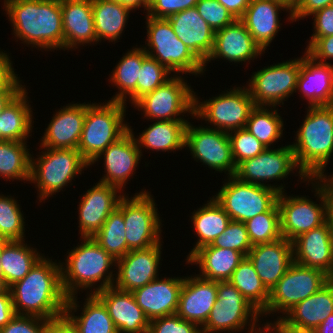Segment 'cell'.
Returning a JSON list of instances; mask_svg holds the SVG:
<instances>
[{"label":"cell","instance_id":"cell-22","mask_svg":"<svg viewBox=\"0 0 333 333\" xmlns=\"http://www.w3.org/2000/svg\"><path fill=\"white\" fill-rule=\"evenodd\" d=\"M103 302L118 333H147L150 320L129 291L110 286L95 293Z\"/></svg>","mask_w":333,"mask_h":333},{"label":"cell","instance_id":"cell-27","mask_svg":"<svg viewBox=\"0 0 333 333\" xmlns=\"http://www.w3.org/2000/svg\"><path fill=\"white\" fill-rule=\"evenodd\" d=\"M63 108V109H62ZM57 111L40 140V147L54 149H78L87 104L74 103Z\"/></svg>","mask_w":333,"mask_h":333},{"label":"cell","instance_id":"cell-33","mask_svg":"<svg viewBox=\"0 0 333 333\" xmlns=\"http://www.w3.org/2000/svg\"><path fill=\"white\" fill-rule=\"evenodd\" d=\"M330 314H333V289L326 283L292 307L282 319L290 326L314 330Z\"/></svg>","mask_w":333,"mask_h":333},{"label":"cell","instance_id":"cell-66","mask_svg":"<svg viewBox=\"0 0 333 333\" xmlns=\"http://www.w3.org/2000/svg\"><path fill=\"white\" fill-rule=\"evenodd\" d=\"M9 287L6 285L3 274H0V294L4 293Z\"/></svg>","mask_w":333,"mask_h":333},{"label":"cell","instance_id":"cell-44","mask_svg":"<svg viewBox=\"0 0 333 333\" xmlns=\"http://www.w3.org/2000/svg\"><path fill=\"white\" fill-rule=\"evenodd\" d=\"M125 234L123 213L116 208L92 238L117 261L130 251Z\"/></svg>","mask_w":333,"mask_h":333},{"label":"cell","instance_id":"cell-59","mask_svg":"<svg viewBox=\"0 0 333 333\" xmlns=\"http://www.w3.org/2000/svg\"><path fill=\"white\" fill-rule=\"evenodd\" d=\"M16 315L10 289L0 294V328L7 325Z\"/></svg>","mask_w":333,"mask_h":333},{"label":"cell","instance_id":"cell-67","mask_svg":"<svg viewBox=\"0 0 333 333\" xmlns=\"http://www.w3.org/2000/svg\"><path fill=\"white\" fill-rule=\"evenodd\" d=\"M327 283L332 287L333 289V270L327 275Z\"/></svg>","mask_w":333,"mask_h":333},{"label":"cell","instance_id":"cell-43","mask_svg":"<svg viewBox=\"0 0 333 333\" xmlns=\"http://www.w3.org/2000/svg\"><path fill=\"white\" fill-rule=\"evenodd\" d=\"M270 108V110H269ZM255 106L249 115L245 129L257 138L264 147L271 148L283 135V119L276 106ZM283 129V130H282Z\"/></svg>","mask_w":333,"mask_h":333},{"label":"cell","instance_id":"cell-68","mask_svg":"<svg viewBox=\"0 0 333 333\" xmlns=\"http://www.w3.org/2000/svg\"><path fill=\"white\" fill-rule=\"evenodd\" d=\"M282 1L287 3L290 7H293L297 2V0H282Z\"/></svg>","mask_w":333,"mask_h":333},{"label":"cell","instance_id":"cell-8","mask_svg":"<svg viewBox=\"0 0 333 333\" xmlns=\"http://www.w3.org/2000/svg\"><path fill=\"white\" fill-rule=\"evenodd\" d=\"M44 149L38 158H32L30 167V182L36 183L39 201L42 202L68 186L77 174H82L84 168L90 166L77 149Z\"/></svg>","mask_w":333,"mask_h":333},{"label":"cell","instance_id":"cell-40","mask_svg":"<svg viewBox=\"0 0 333 333\" xmlns=\"http://www.w3.org/2000/svg\"><path fill=\"white\" fill-rule=\"evenodd\" d=\"M92 10L97 43L120 39L132 10L113 0H92Z\"/></svg>","mask_w":333,"mask_h":333},{"label":"cell","instance_id":"cell-65","mask_svg":"<svg viewBox=\"0 0 333 333\" xmlns=\"http://www.w3.org/2000/svg\"><path fill=\"white\" fill-rule=\"evenodd\" d=\"M18 92H0V114L7 103L17 94Z\"/></svg>","mask_w":333,"mask_h":333},{"label":"cell","instance_id":"cell-37","mask_svg":"<svg viewBox=\"0 0 333 333\" xmlns=\"http://www.w3.org/2000/svg\"><path fill=\"white\" fill-rule=\"evenodd\" d=\"M189 121H155L142 131L136 142L138 148L152 151H173L185 147V132Z\"/></svg>","mask_w":333,"mask_h":333},{"label":"cell","instance_id":"cell-46","mask_svg":"<svg viewBox=\"0 0 333 333\" xmlns=\"http://www.w3.org/2000/svg\"><path fill=\"white\" fill-rule=\"evenodd\" d=\"M18 203L0 194V240H25V219Z\"/></svg>","mask_w":333,"mask_h":333},{"label":"cell","instance_id":"cell-20","mask_svg":"<svg viewBox=\"0 0 333 333\" xmlns=\"http://www.w3.org/2000/svg\"><path fill=\"white\" fill-rule=\"evenodd\" d=\"M121 191L99 181L86 191L78 207L80 238L94 237L100 231L108 216L118 207L124 195Z\"/></svg>","mask_w":333,"mask_h":333},{"label":"cell","instance_id":"cell-53","mask_svg":"<svg viewBox=\"0 0 333 333\" xmlns=\"http://www.w3.org/2000/svg\"><path fill=\"white\" fill-rule=\"evenodd\" d=\"M198 0H149L147 16L168 18L178 12L195 7Z\"/></svg>","mask_w":333,"mask_h":333},{"label":"cell","instance_id":"cell-50","mask_svg":"<svg viewBox=\"0 0 333 333\" xmlns=\"http://www.w3.org/2000/svg\"><path fill=\"white\" fill-rule=\"evenodd\" d=\"M195 7L200 16L215 32L236 20L217 0H198Z\"/></svg>","mask_w":333,"mask_h":333},{"label":"cell","instance_id":"cell-61","mask_svg":"<svg viewBox=\"0 0 333 333\" xmlns=\"http://www.w3.org/2000/svg\"><path fill=\"white\" fill-rule=\"evenodd\" d=\"M282 333H315L313 329H304L288 325L282 318H278L273 323Z\"/></svg>","mask_w":333,"mask_h":333},{"label":"cell","instance_id":"cell-15","mask_svg":"<svg viewBox=\"0 0 333 333\" xmlns=\"http://www.w3.org/2000/svg\"><path fill=\"white\" fill-rule=\"evenodd\" d=\"M296 169L299 170L297 172L300 179L306 181L307 184L309 178L299 169L293 149L289 144L277 149L266 148L259 155L240 162L236 166L234 176L242 182L267 186L278 193H283L285 189L282 183L277 186L267 182L283 180Z\"/></svg>","mask_w":333,"mask_h":333},{"label":"cell","instance_id":"cell-63","mask_svg":"<svg viewBox=\"0 0 333 333\" xmlns=\"http://www.w3.org/2000/svg\"><path fill=\"white\" fill-rule=\"evenodd\" d=\"M315 333H333V314L328 317L314 329Z\"/></svg>","mask_w":333,"mask_h":333},{"label":"cell","instance_id":"cell-64","mask_svg":"<svg viewBox=\"0 0 333 333\" xmlns=\"http://www.w3.org/2000/svg\"><path fill=\"white\" fill-rule=\"evenodd\" d=\"M255 331V332H254ZM248 333H282L272 322H266V324L262 327L253 328L251 331H247Z\"/></svg>","mask_w":333,"mask_h":333},{"label":"cell","instance_id":"cell-24","mask_svg":"<svg viewBox=\"0 0 333 333\" xmlns=\"http://www.w3.org/2000/svg\"><path fill=\"white\" fill-rule=\"evenodd\" d=\"M280 10L290 12L288 19L293 21L292 7L282 0H251L239 19L264 52L281 27Z\"/></svg>","mask_w":333,"mask_h":333},{"label":"cell","instance_id":"cell-26","mask_svg":"<svg viewBox=\"0 0 333 333\" xmlns=\"http://www.w3.org/2000/svg\"><path fill=\"white\" fill-rule=\"evenodd\" d=\"M184 277L156 278L132 291L136 303L149 320L176 314Z\"/></svg>","mask_w":333,"mask_h":333},{"label":"cell","instance_id":"cell-17","mask_svg":"<svg viewBox=\"0 0 333 333\" xmlns=\"http://www.w3.org/2000/svg\"><path fill=\"white\" fill-rule=\"evenodd\" d=\"M188 147L193 158L217 172H228L234 176L236 164L232 157L228 132L210 126L195 127L188 122L185 132V148Z\"/></svg>","mask_w":333,"mask_h":333},{"label":"cell","instance_id":"cell-70","mask_svg":"<svg viewBox=\"0 0 333 333\" xmlns=\"http://www.w3.org/2000/svg\"><path fill=\"white\" fill-rule=\"evenodd\" d=\"M0 274H3L2 267H1V240H0Z\"/></svg>","mask_w":333,"mask_h":333},{"label":"cell","instance_id":"cell-51","mask_svg":"<svg viewBox=\"0 0 333 333\" xmlns=\"http://www.w3.org/2000/svg\"><path fill=\"white\" fill-rule=\"evenodd\" d=\"M147 333H202V329L199 325L173 314L150 320Z\"/></svg>","mask_w":333,"mask_h":333},{"label":"cell","instance_id":"cell-31","mask_svg":"<svg viewBox=\"0 0 333 333\" xmlns=\"http://www.w3.org/2000/svg\"><path fill=\"white\" fill-rule=\"evenodd\" d=\"M64 51L78 48L77 46L97 44L94 29L92 0H60Z\"/></svg>","mask_w":333,"mask_h":333},{"label":"cell","instance_id":"cell-25","mask_svg":"<svg viewBox=\"0 0 333 333\" xmlns=\"http://www.w3.org/2000/svg\"><path fill=\"white\" fill-rule=\"evenodd\" d=\"M264 51L254 41L245 25L236 19L232 24L215 32L214 46L211 54L204 63L215 59H226L229 62L242 63L254 60Z\"/></svg>","mask_w":333,"mask_h":333},{"label":"cell","instance_id":"cell-32","mask_svg":"<svg viewBox=\"0 0 333 333\" xmlns=\"http://www.w3.org/2000/svg\"><path fill=\"white\" fill-rule=\"evenodd\" d=\"M244 258L242 252L205 245L186 260L187 264H199L201 273L199 277L206 280L227 281Z\"/></svg>","mask_w":333,"mask_h":333},{"label":"cell","instance_id":"cell-3","mask_svg":"<svg viewBox=\"0 0 333 333\" xmlns=\"http://www.w3.org/2000/svg\"><path fill=\"white\" fill-rule=\"evenodd\" d=\"M308 108L296 142L290 145L299 169L309 179H324L333 156V105Z\"/></svg>","mask_w":333,"mask_h":333},{"label":"cell","instance_id":"cell-38","mask_svg":"<svg viewBox=\"0 0 333 333\" xmlns=\"http://www.w3.org/2000/svg\"><path fill=\"white\" fill-rule=\"evenodd\" d=\"M148 54L143 47L131 49L124 54L122 59L112 70L110 75V83L118 88V92L113 96L110 101L123 102L125 105L127 100L134 105L136 103V87L139 78V71L142 66L143 59ZM129 98H127L128 96Z\"/></svg>","mask_w":333,"mask_h":333},{"label":"cell","instance_id":"cell-45","mask_svg":"<svg viewBox=\"0 0 333 333\" xmlns=\"http://www.w3.org/2000/svg\"><path fill=\"white\" fill-rule=\"evenodd\" d=\"M252 246L271 243L282 238L280 211L276 203L269 211L244 222Z\"/></svg>","mask_w":333,"mask_h":333},{"label":"cell","instance_id":"cell-30","mask_svg":"<svg viewBox=\"0 0 333 333\" xmlns=\"http://www.w3.org/2000/svg\"><path fill=\"white\" fill-rule=\"evenodd\" d=\"M296 90L307 99L308 107L332 106L333 65L316 62L304 52Z\"/></svg>","mask_w":333,"mask_h":333},{"label":"cell","instance_id":"cell-42","mask_svg":"<svg viewBox=\"0 0 333 333\" xmlns=\"http://www.w3.org/2000/svg\"><path fill=\"white\" fill-rule=\"evenodd\" d=\"M22 141L0 140V177L30 181V148Z\"/></svg>","mask_w":333,"mask_h":333},{"label":"cell","instance_id":"cell-56","mask_svg":"<svg viewBox=\"0 0 333 333\" xmlns=\"http://www.w3.org/2000/svg\"><path fill=\"white\" fill-rule=\"evenodd\" d=\"M305 49L314 61L327 64L326 60L333 59V35L317 38Z\"/></svg>","mask_w":333,"mask_h":333},{"label":"cell","instance_id":"cell-60","mask_svg":"<svg viewBox=\"0 0 333 333\" xmlns=\"http://www.w3.org/2000/svg\"><path fill=\"white\" fill-rule=\"evenodd\" d=\"M235 18L240 19L251 0H217Z\"/></svg>","mask_w":333,"mask_h":333},{"label":"cell","instance_id":"cell-4","mask_svg":"<svg viewBox=\"0 0 333 333\" xmlns=\"http://www.w3.org/2000/svg\"><path fill=\"white\" fill-rule=\"evenodd\" d=\"M80 240L81 244L67 253L66 262L60 263L62 287L67 297L76 295L80 288L81 291L94 288L90 291L95 294L113 286L115 280L113 271L109 269L116 266L117 261L92 237Z\"/></svg>","mask_w":333,"mask_h":333},{"label":"cell","instance_id":"cell-9","mask_svg":"<svg viewBox=\"0 0 333 333\" xmlns=\"http://www.w3.org/2000/svg\"><path fill=\"white\" fill-rule=\"evenodd\" d=\"M154 198L148 191L126 194L121 198L118 209L123 213L126 227L125 239L130 250L147 249L161 241V219Z\"/></svg>","mask_w":333,"mask_h":333},{"label":"cell","instance_id":"cell-18","mask_svg":"<svg viewBox=\"0 0 333 333\" xmlns=\"http://www.w3.org/2000/svg\"><path fill=\"white\" fill-rule=\"evenodd\" d=\"M132 131L133 129L129 126V130L122 137L110 144L90 164L93 165L96 161L104 157V172L106 174H104L99 182L123 190L127 181H129L127 179H130L132 174L135 173V167H137L140 163L139 160H141L142 150L138 148L135 135Z\"/></svg>","mask_w":333,"mask_h":333},{"label":"cell","instance_id":"cell-11","mask_svg":"<svg viewBox=\"0 0 333 333\" xmlns=\"http://www.w3.org/2000/svg\"><path fill=\"white\" fill-rule=\"evenodd\" d=\"M223 183L213 198L233 221L250 220L277 203L279 193L267 186L245 183L235 176H229Z\"/></svg>","mask_w":333,"mask_h":333},{"label":"cell","instance_id":"cell-19","mask_svg":"<svg viewBox=\"0 0 333 333\" xmlns=\"http://www.w3.org/2000/svg\"><path fill=\"white\" fill-rule=\"evenodd\" d=\"M162 243L147 249L130 250L116 262L113 286L123 291L132 292L158 278ZM117 277V278H116Z\"/></svg>","mask_w":333,"mask_h":333},{"label":"cell","instance_id":"cell-41","mask_svg":"<svg viewBox=\"0 0 333 333\" xmlns=\"http://www.w3.org/2000/svg\"><path fill=\"white\" fill-rule=\"evenodd\" d=\"M229 282L261 314L268 305L269 290L262 283L250 259L245 258L234 270Z\"/></svg>","mask_w":333,"mask_h":333},{"label":"cell","instance_id":"cell-55","mask_svg":"<svg viewBox=\"0 0 333 333\" xmlns=\"http://www.w3.org/2000/svg\"><path fill=\"white\" fill-rule=\"evenodd\" d=\"M314 17V34L306 48H308L317 38L333 35V5L326 6L312 14Z\"/></svg>","mask_w":333,"mask_h":333},{"label":"cell","instance_id":"cell-39","mask_svg":"<svg viewBox=\"0 0 333 333\" xmlns=\"http://www.w3.org/2000/svg\"><path fill=\"white\" fill-rule=\"evenodd\" d=\"M202 208L192 213L191 222L198 235V241L187 256V259L199 248L211 244L227 228L231 219L225 210L212 197Z\"/></svg>","mask_w":333,"mask_h":333},{"label":"cell","instance_id":"cell-6","mask_svg":"<svg viewBox=\"0 0 333 333\" xmlns=\"http://www.w3.org/2000/svg\"><path fill=\"white\" fill-rule=\"evenodd\" d=\"M126 105L123 102L87 103L86 116L78 144L82 158L90 165L110 144L128 130L124 123Z\"/></svg>","mask_w":333,"mask_h":333},{"label":"cell","instance_id":"cell-34","mask_svg":"<svg viewBox=\"0 0 333 333\" xmlns=\"http://www.w3.org/2000/svg\"><path fill=\"white\" fill-rule=\"evenodd\" d=\"M77 302L79 303L76 295L68 297L64 314L79 333H118L106 307L95 294L88 293L79 316L74 314L80 307Z\"/></svg>","mask_w":333,"mask_h":333},{"label":"cell","instance_id":"cell-7","mask_svg":"<svg viewBox=\"0 0 333 333\" xmlns=\"http://www.w3.org/2000/svg\"><path fill=\"white\" fill-rule=\"evenodd\" d=\"M146 26L148 43L143 49L151 58L177 75L200 76L206 71L204 64L177 38L168 19L146 15Z\"/></svg>","mask_w":333,"mask_h":333},{"label":"cell","instance_id":"cell-23","mask_svg":"<svg viewBox=\"0 0 333 333\" xmlns=\"http://www.w3.org/2000/svg\"><path fill=\"white\" fill-rule=\"evenodd\" d=\"M217 301V281L197 275L184 277L176 314L202 327Z\"/></svg>","mask_w":333,"mask_h":333},{"label":"cell","instance_id":"cell-10","mask_svg":"<svg viewBox=\"0 0 333 333\" xmlns=\"http://www.w3.org/2000/svg\"><path fill=\"white\" fill-rule=\"evenodd\" d=\"M260 315L229 280L217 281V301L201 327L202 333L240 332L249 325L248 330L251 331L260 326Z\"/></svg>","mask_w":333,"mask_h":333},{"label":"cell","instance_id":"cell-14","mask_svg":"<svg viewBox=\"0 0 333 333\" xmlns=\"http://www.w3.org/2000/svg\"><path fill=\"white\" fill-rule=\"evenodd\" d=\"M327 283L323 271L292 262L283 277L269 291V300L261 316L273 312L282 318L292 307L316 293ZM280 311V312H279Z\"/></svg>","mask_w":333,"mask_h":333},{"label":"cell","instance_id":"cell-21","mask_svg":"<svg viewBox=\"0 0 333 333\" xmlns=\"http://www.w3.org/2000/svg\"><path fill=\"white\" fill-rule=\"evenodd\" d=\"M293 261L329 274L333 270V222L299 235L292 241Z\"/></svg>","mask_w":333,"mask_h":333},{"label":"cell","instance_id":"cell-48","mask_svg":"<svg viewBox=\"0 0 333 333\" xmlns=\"http://www.w3.org/2000/svg\"><path fill=\"white\" fill-rule=\"evenodd\" d=\"M232 157L236 166L262 153L266 147L245 128L228 132Z\"/></svg>","mask_w":333,"mask_h":333},{"label":"cell","instance_id":"cell-71","mask_svg":"<svg viewBox=\"0 0 333 333\" xmlns=\"http://www.w3.org/2000/svg\"><path fill=\"white\" fill-rule=\"evenodd\" d=\"M331 219H332V222H333V210H332V213H331Z\"/></svg>","mask_w":333,"mask_h":333},{"label":"cell","instance_id":"cell-54","mask_svg":"<svg viewBox=\"0 0 333 333\" xmlns=\"http://www.w3.org/2000/svg\"><path fill=\"white\" fill-rule=\"evenodd\" d=\"M12 65L9 55L0 51V92H19L24 87Z\"/></svg>","mask_w":333,"mask_h":333},{"label":"cell","instance_id":"cell-2","mask_svg":"<svg viewBox=\"0 0 333 333\" xmlns=\"http://www.w3.org/2000/svg\"><path fill=\"white\" fill-rule=\"evenodd\" d=\"M15 37L32 47L64 50L60 0H4Z\"/></svg>","mask_w":333,"mask_h":333},{"label":"cell","instance_id":"cell-52","mask_svg":"<svg viewBox=\"0 0 333 333\" xmlns=\"http://www.w3.org/2000/svg\"><path fill=\"white\" fill-rule=\"evenodd\" d=\"M47 321L37 316L16 314L7 325L0 328V333H46Z\"/></svg>","mask_w":333,"mask_h":333},{"label":"cell","instance_id":"cell-49","mask_svg":"<svg viewBox=\"0 0 333 333\" xmlns=\"http://www.w3.org/2000/svg\"><path fill=\"white\" fill-rule=\"evenodd\" d=\"M209 246L223 249H233L242 252L245 256L253 247L244 222L231 220L225 231L217 237Z\"/></svg>","mask_w":333,"mask_h":333},{"label":"cell","instance_id":"cell-57","mask_svg":"<svg viewBox=\"0 0 333 333\" xmlns=\"http://www.w3.org/2000/svg\"><path fill=\"white\" fill-rule=\"evenodd\" d=\"M330 5H333V0H297L292 7V19L296 22Z\"/></svg>","mask_w":333,"mask_h":333},{"label":"cell","instance_id":"cell-29","mask_svg":"<svg viewBox=\"0 0 333 333\" xmlns=\"http://www.w3.org/2000/svg\"><path fill=\"white\" fill-rule=\"evenodd\" d=\"M174 33L204 64L214 46L215 31L200 16L196 7L167 18Z\"/></svg>","mask_w":333,"mask_h":333},{"label":"cell","instance_id":"cell-35","mask_svg":"<svg viewBox=\"0 0 333 333\" xmlns=\"http://www.w3.org/2000/svg\"><path fill=\"white\" fill-rule=\"evenodd\" d=\"M24 87L7 103L0 114V140L27 142L34 126L33 111ZM33 121V122H32Z\"/></svg>","mask_w":333,"mask_h":333},{"label":"cell","instance_id":"cell-47","mask_svg":"<svg viewBox=\"0 0 333 333\" xmlns=\"http://www.w3.org/2000/svg\"><path fill=\"white\" fill-rule=\"evenodd\" d=\"M171 72L147 55L142 62L136 87V102L171 78ZM170 75V76H169ZM169 76V77H168Z\"/></svg>","mask_w":333,"mask_h":333},{"label":"cell","instance_id":"cell-13","mask_svg":"<svg viewBox=\"0 0 333 333\" xmlns=\"http://www.w3.org/2000/svg\"><path fill=\"white\" fill-rule=\"evenodd\" d=\"M184 79L176 74L171 76L163 85L140 98L134 108L142 110L144 117L153 121H187L181 117L185 113L194 117L196 92Z\"/></svg>","mask_w":333,"mask_h":333},{"label":"cell","instance_id":"cell-69","mask_svg":"<svg viewBox=\"0 0 333 333\" xmlns=\"http://www.w3.org/2000/svg\"><path fill=\"white\" fill-rule=\"evenodd\" d=\"M330 177V175L328 176V178H326L330 183H331V185H332V188H333V174L331 175V177Z\"/></svg>","mask_w":333,"mask_h":333},{"label":"cell","instance_id":"cell-12","mask_svg":"<svg viewBox=\"0 0 333 333\" xmlns=\"http://www.w3.org/2000/svg\"><path fill=\"white\" fill-rule=\"evenodd\" d=\"M242 87H233L204 102L194 95V117L202 118L214 129L225 132L245 128L255 104L247 86Z\"/></svg>","mask_w":333,"mask_h":333},{"label":"cell","instance_id":"cell-58","mask_svg":"<svg viewBox=\"0 0 333 333\" xmlns=\"http://www.w3.org/2000/svg\"><path fill=\"white\" fill-rule=\"evenodd\" d=\"M46 333H79L77 327L64 314L60 317L49 319L46 325Z\"/></svg>","mask_w":333,"mask_h":333},{"label":"cell","instance_id":"cell-5","mask_svg":"<svg viewBox=\"0 0 333 333\" xmlns=\"http://www.w3.org/2000/svg\"><path fill=\"white\" fill-rule=\"evenodd\" d=\"M309 182L321 203L317 204L305 196H288L285 192L279 193L278 196L280 232L282 237L291 242L299 235L324 224L331 217L333 210L331 183L326 178L309 179L308 184Z\"/></svg>","mask_w":333,"mask_h":333},{"label":"cell","instance_id":"cell-36","mask_svg":"<svg viewBox=\"0 0 333 333\" xmlns=\"http://www.w3.org/2000/svg\"><path fill=\"white\" fill-rule=\"evenodd\" d=\"M25 240H1V267L8 287L23 279L43 256Z\"/></svg>","mask_w":333,"mask_h":333},{"label":"cell","instance_id":"cell-28","mask_svg":"<svg viewBox=\"0 0 333 333\" xmlns=\"http://www.w3.org/2000/svg\"><path fill=\"white\" fill-rule=\"evenodd\" d=\"M247 257L270 291L293 262L292 242L282 237L271 243L257 244L250 249Z\"/></svg>","mask_w":333,"mask_h":333},{"label":"cell","instance_id":"cell-1","mask_svg":"<svg viewBox=\"0 0 333 333\" xmlns=\"http://www.w3.org/2000/svg\"><path fill=\"white\" fill-rule=\"evenodd\" d=\"M9 289L16 314L46 320L64 315L68 297L62 287L60 262L42 256L29 273Z\"/></svg>","mask_w":333,"mask_h":333},{"label":"cell","instance_id":"cell-16","mask_svg":"<svg viewBox=\"0 0 333 333\" xmlns=\"http://www.w3.org/2000/svg\"><path fill=\"white\" fill-rule=\"evenodd\" d=\"M301 58L264 67L252 74L247 88L255 106L284 104L297 89Z\"/></svg>","mask_w":333,"mask_h":333},{"label":"cell","instance_id":"cell-62","mask_svg":"<svg viewBox=\"0 0 333 333\" xmlns=\"http://www.w3.org/2000/svg\"><path fill=\"white\" fill-rule=\"evenodd\" d=\"M117 1L120 4L130 8L131 10H135L139 7H144L145 11L148 12L149 9V0H113Z\"/></svg>","mask_w":333,"mask_h":333}]
</instances>
